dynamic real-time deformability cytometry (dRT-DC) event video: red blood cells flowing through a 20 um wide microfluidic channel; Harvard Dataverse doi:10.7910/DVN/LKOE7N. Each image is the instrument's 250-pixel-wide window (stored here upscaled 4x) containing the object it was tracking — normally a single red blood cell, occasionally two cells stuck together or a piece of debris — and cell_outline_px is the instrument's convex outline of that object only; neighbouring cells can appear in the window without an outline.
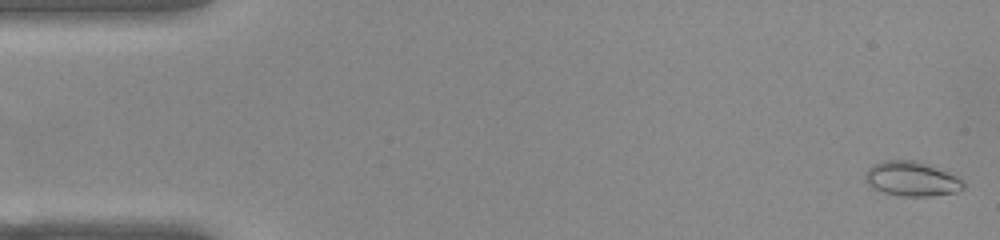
{"species": "common noctule bat (a hibernating species)", "species_latin": "Nyctalus noctula", "temperature_condition": "warm", "stored_images_in_passage": 52, "camera_frame_rate_fps": 3000, "um_per_image_px": 0.085, "animal": {"sex": "female", "body_mass_g": 22.0, "forearm_length_mm": 56.7}, "frame": {"image": 1, "passage_image": 1, "time_ms": 0.0, "image_size_px": [1000, 240], "cell_outline_px": [[964, 188], [956, 192], [932, 196], [900, 196], [868, 188], [864, 180], [864, 176], [868, 168], [872, 164], [884, 160], [916, 160], [948, 172], [956, 176], [964, 184]], "centroid_in_image_um": [77.42, 15.21], "position_along_channel_um": 7.6, "area_um2": 20.0}}
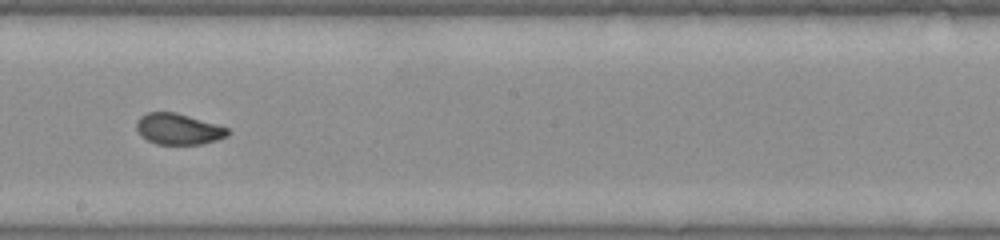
{"frame": {"image": 2, "passage_image": 29, "time_ms": 9.333, "image_size_px": [1000, 240], "cell_outline_px": [[228, 136], [216, 140], [200, 144], [156, 144], [140, 136], [136, 128], [136, 120], [140, 116], [148, 112], [176, 112], [216, 124], [228, 128]], "centroid_in_image_um": [15.12, 10.96], "position_along_channel_um": 233.1, "area_um2": 16.47}}
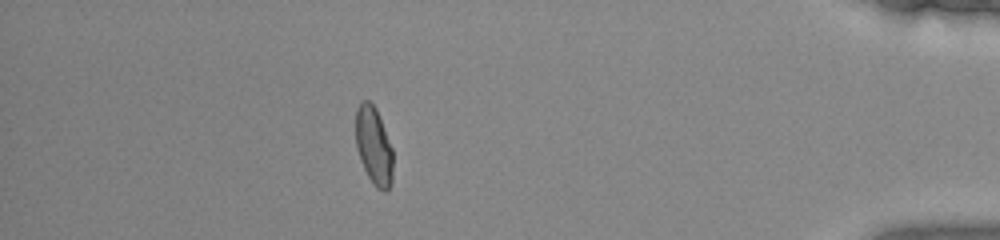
{"frame": {"image": 3, "passage_image": 46, "time_ms": 15.0, "image_size_px": [1000, 240], "cell_outline_px": [[392, 180], [388, 188], [384, 192], [376, 188], [372, 184], [360, 160], [356, 148], [356, 108], [360, 100], [368, 100], [376, 108], [392, 148]], "centroid_in_image_um": [31.75, 12.39], "position_along_channel_um": 403.4, "area_um2": 16.94}, "authors_computed_cell_mechanics": {"area_um2": 17.1955, "velocity_mm_per_s": 3.8876, "shape_relaxation_time_tau1_ms": 9.3942, "shape_relaxation_time_tau2_ms": 0.7793, "deformation_change_tau1": 0.2206, "deformation_change_tau2": 0.0523}}